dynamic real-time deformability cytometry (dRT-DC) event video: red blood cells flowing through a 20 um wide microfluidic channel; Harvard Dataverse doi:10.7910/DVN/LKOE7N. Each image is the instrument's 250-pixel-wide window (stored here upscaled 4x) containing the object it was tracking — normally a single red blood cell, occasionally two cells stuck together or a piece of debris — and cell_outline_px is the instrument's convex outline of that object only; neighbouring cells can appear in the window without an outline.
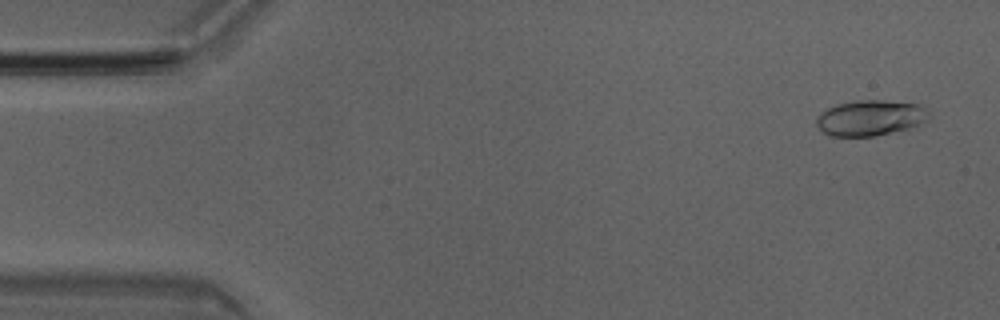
{"species": "Egyptian fruit bat (a non-hibernating species)", "species_latin": "Rousettus aegyptiacus", "temperature_condition": "room temperature", "stored_images_in_passage": 51, "camera_frame_rate_fps": 3000, "um_per_image_px": 0.085, "animal": {"sex": "male"}, "frame": {"image": 1, "passage_image": 3, "time_ms": 0.667, "image_size_px": [1000, 320], "cell_outline_px": [[928, 120], [920, 124], [908, 128], [876, 136], [832, 136], [824, 132], [816, 124], [816, 120], [820, 112], [836, 104], [856, 100], [884, 100], [920, 104], [928, 112]], "centroid_in_image_um": [73.97, 10.01], "position_along_channel_um": 11.0, "area_um2": 23.29}}
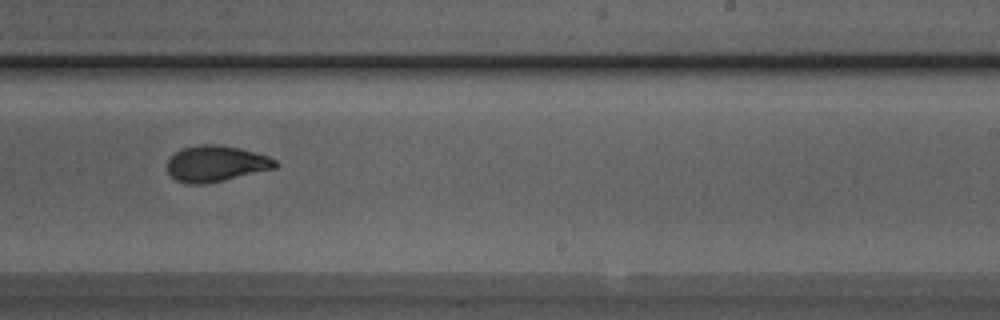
{"frame": {"image": 2, "passage_image": 31, "time_ms": 10.0, "image_size_px": [1000, 320], "cell_outline_px": [[280, 164], [276, 168], [224, 180], [204, 184], [184, 184], [176, 180], [168, 172], [168, 160], [180, 148], [196, 144], [220, 144], [240, 148], [256, 152], [268, 156], [276, 160]], "centroid_in_image_um": [18.37, 13.9], "position_along_channel_um": 270.6, "area_um2": 22.95}}
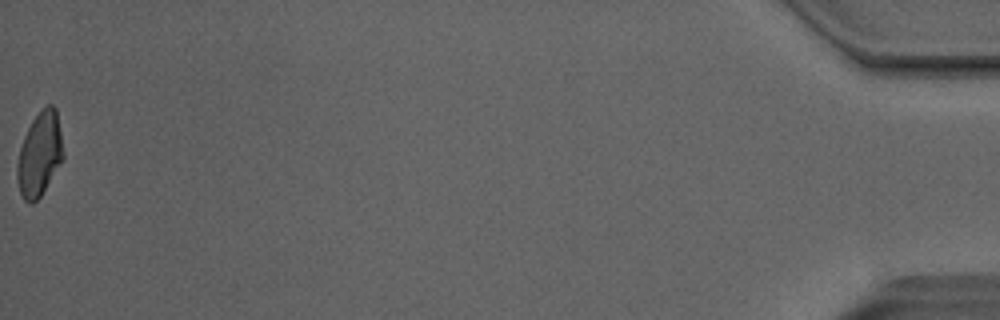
{"frame": {"image": 3, "passage_image": 51, "time_ms": 16.667, "image_size_px": [1000, 320], "cell_outline_px": [[64, 160], [40, 196], [32, 204], [28, 204], [24, 200], [20, 192], [16, 176], [16, 168], [20, 148], [24, 136], [32, 120], [48, 104], [52, 104], [56, 108], [64, 152]], "centroid_in_image_um": [3.38, 13.13], "position_along_channel_um": 431.8, "area_um2": 22.54}, "authors_computed_cell_mechanics": {"area_um2": 22.831, "velocity_mm_per_s": 4.0431, "shape_relaxation_time_tau1_ms": 3.4528, "shape_relaxation_time_tau2_ms": 1.1576, "deformation_change_tau1": 0.152, "deformation_change_tau2": 0.0641}}